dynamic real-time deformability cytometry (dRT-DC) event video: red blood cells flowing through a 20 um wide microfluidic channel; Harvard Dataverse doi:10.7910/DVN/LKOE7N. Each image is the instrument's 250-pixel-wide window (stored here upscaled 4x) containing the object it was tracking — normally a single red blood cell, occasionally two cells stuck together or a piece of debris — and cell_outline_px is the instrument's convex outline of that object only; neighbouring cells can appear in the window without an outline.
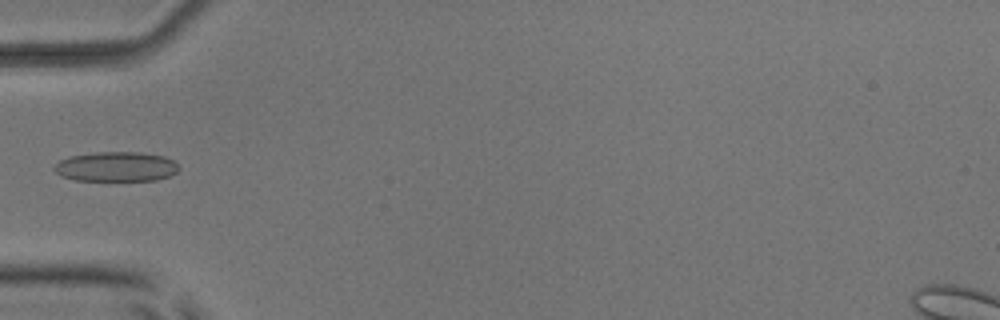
{"species": "common noctule bat (a hibernating species)", "species_latin": "Nyctalus noctula", "temperature_condition": "room temperature", "stored_images_in_passage": 7, "camera_frame_rate_fps": 3000, "um_per_image_px": 0.085, "animal": {"sex": "male", "body_mass_g": 17.9, "forearm_length_mm": 54.2}, "frame": {"image": 1, "passage_image": 5, "time_ms": 4.667, "image_size_px": [1000, 320], "cell_outline_px": [[180, 168], [176, 172], [168, 176], [156, 180], [76, 180], [64, 176], [56, 172], [52, 168], [60, 160], [68, 156], [96, 152], [140, 152], [164, 156], [172, 160]], "centroid_in_image_um": [9.87, 14.15], "position_along_channel_um": 75.1, "area_um2": 21.44}}
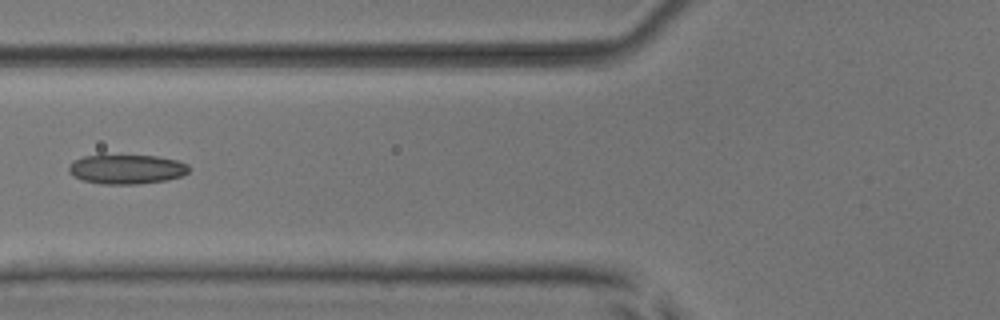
{"frame": {"image": 2, "passage_image": 6, "time_ms": 5.667, "image_size_px": [1000, 320], "cell_outline_px": [[188, 172], [180, 176], [164, 180], [136, 184], [100, 184], [84, 180], [72, 176], [68, 172], [68, 164], [84, 156], [156, 156], [176, 160], [188, 164]], "centroid_in_image_um": [10.72, 14.39], "position_along_channel_um": 115.1, "area_um2": 20.29}}
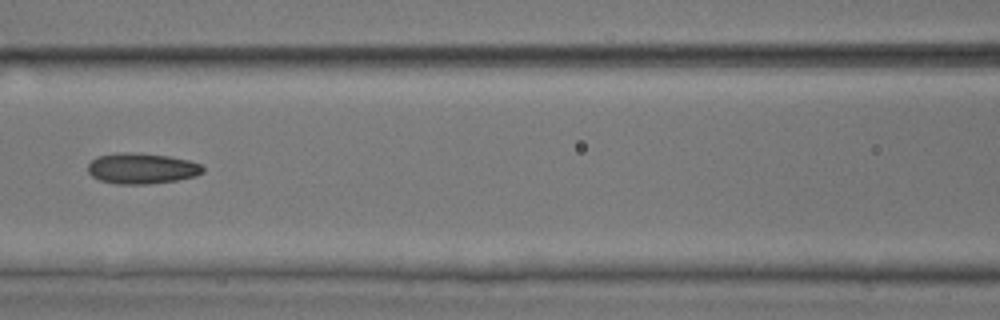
{"frame": {"image": 3, "passage_image": 7, "time_ms": 6.667, "image_size_px": [1000, 320], "cell_outline_px": [[204, 172], [196, 176], [176, 180], [148, 184], [116, 184], [100, 180], [92, 176], [88, 172], [88, 164], [96, 156], [116, 152], [140, 152], [168, 156], [188, 160], [200, 164], [204, 168]], "centroid_in_image_um": [12.03, 14.3], "position_along_channel_um": 154.6, "area_um2": 20.81}}